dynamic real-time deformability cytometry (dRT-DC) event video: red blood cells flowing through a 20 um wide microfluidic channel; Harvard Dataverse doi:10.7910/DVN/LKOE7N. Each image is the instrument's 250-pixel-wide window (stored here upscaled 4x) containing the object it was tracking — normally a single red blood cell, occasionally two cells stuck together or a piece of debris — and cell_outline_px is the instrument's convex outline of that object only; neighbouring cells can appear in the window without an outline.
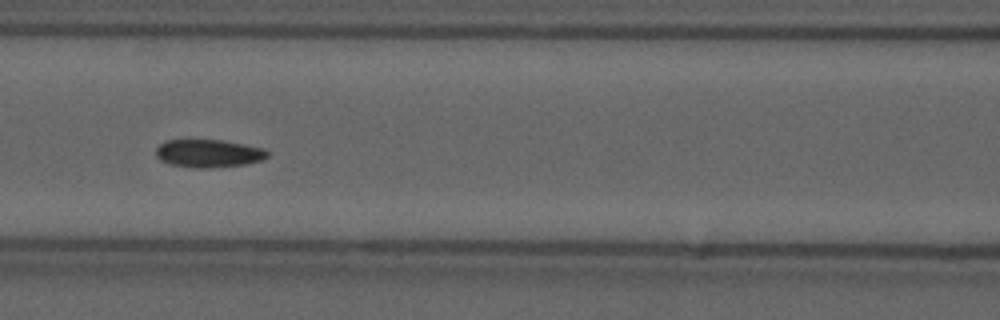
{"species": "common noctule bat (a hibernating species)", "species_latin": "Nyctalus noctula", "temperature_condition": "cold", "stored_images_in_passage": 56, "camera_frame_rate_fps": 3000, "um_per_image_px": 0.085, "animal": {"sex": "male", "forearm_length_mm": 52.5}, "frame": {"image": 1, "passage_image": 25, "time_ms": 8.0, "image_size_px": [1000, 320], "cell_outline_px": [[268, 156], [260, 160], [248, 164], [212, 168], [192, 168], [172, 164], [160, 160], [156, 156], [156, 148], [164, 140], [220, 140], [244, 144], [264, 148], [268, 152]], "centroid_in_image_um": [17.72, 13.04], "position_along_channel_um": 148.9, "area_um2": 18.21}, "authors_computed_cell_mechanics": {"area_um2": 17.8313, "velocity_mm_per_s": 3.6666, "shape_relaxation_time_tau1_ms": null, "shape_relaxation_time_tau2_ms": 4.7009, "deformation_change_tau1": null, "deformation_change_tau2": 0.0761}}